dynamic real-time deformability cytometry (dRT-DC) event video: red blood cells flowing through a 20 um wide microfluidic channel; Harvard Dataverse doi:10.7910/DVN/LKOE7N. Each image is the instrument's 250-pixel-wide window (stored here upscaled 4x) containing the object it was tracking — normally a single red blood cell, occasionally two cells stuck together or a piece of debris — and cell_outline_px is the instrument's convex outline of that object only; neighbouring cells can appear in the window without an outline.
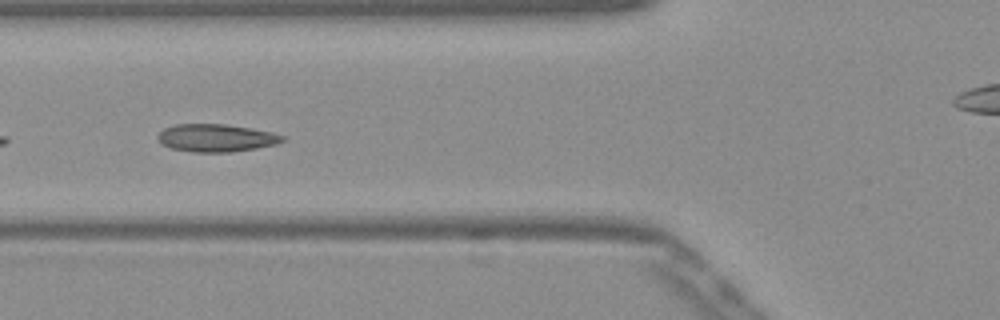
{"species": "Egyptian fruit bat (a non-hibernating species)", "species_latin": "Rousettus aegyptiacus", "temperature_condition": "warm", "stored_images_in_passage": 16, "camera_frame_rate_fps": 3000, "um_per_image_px": 0.085, "frame": {"image": 1, "passage_image": 5, "time_ms": 1.333, "image_size_px": [1000, 320], "cell_outline_px": [[288, 136], [284, 140], [276, 144], [256, 148], [232, 152], [192, 152], [172, 148], [160, 144], [156, 136], [164, 128], [176, 124], [224, 124], [252, 128], [272, 132]], "centroid_in_image_um": [18.38, 11.72], "position_along_channel_um": 107.4, "area_um2": 20.29}}